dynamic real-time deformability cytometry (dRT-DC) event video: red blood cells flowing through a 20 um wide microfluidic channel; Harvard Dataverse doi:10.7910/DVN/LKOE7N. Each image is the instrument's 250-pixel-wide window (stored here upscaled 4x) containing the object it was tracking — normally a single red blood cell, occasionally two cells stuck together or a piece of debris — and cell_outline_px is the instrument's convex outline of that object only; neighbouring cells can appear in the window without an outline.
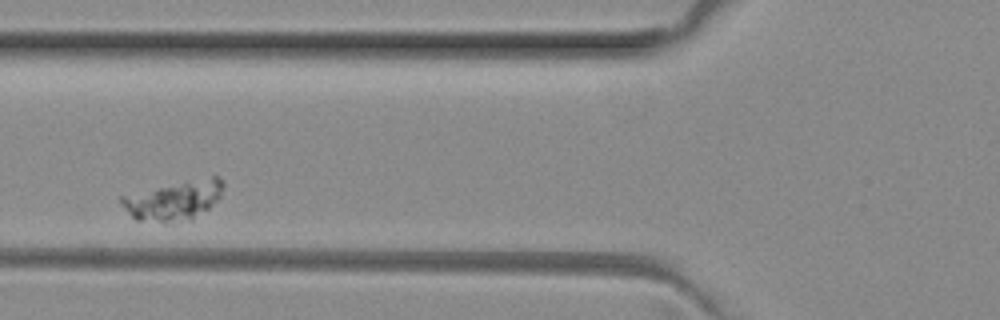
{"species": "common noctule bat (a hibernating species)", "species_latin": "Nyctalus noctula", "temperature_condition": "room temperature", "stored_images_in_passage": 7, "camera_frame_rate_fps": 3000, "um_per_image_px": 0.085, "animal": {"sex": "female", "body_mass_g": 29.2, "forearm_length_mm": 56.3}, "frame": {"image": 1, "passage_image": 2, "time_ms": 0.333, "image_size_px": [1000, 320], "cell_outline_px": [[224, 188], [220, 196], [208, 208], [192, 220], [172, 224], [164, 224], [136, 220], [120, 204], [120, 196], [212, 176], [220, 176], [224, 184]], "centroid_in_image_um": [14.78, 17.09], "position_along_channel_um": 111.0, "area_um2": 23.24}}
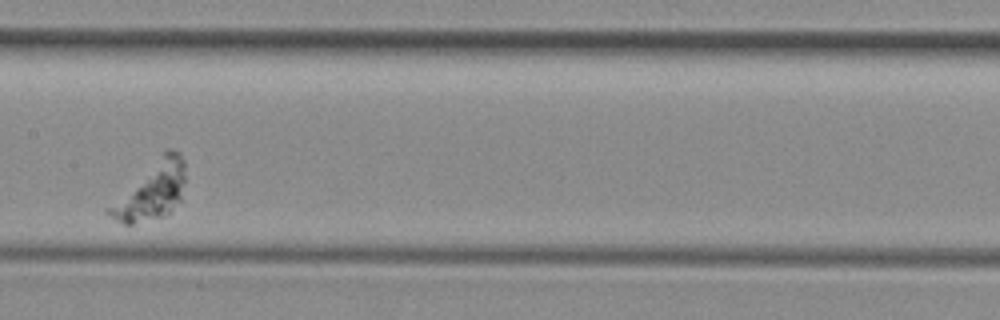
{"frame": {"image": 2, "passage_image": 4, "time_ms": 1.0, "image_size_px": [1000, 320], "cell_outline_px": [[184, 180], [180, 200], [168, 212], [160, 216], [132, 224], [124, 224], [116, 220], [104, 212], [104, 208], [164, 148], [172, 148], [180, 152], [184, 160]], "centroid_in_image_um": [12.81, 16.16], "position_along_channel_um": 194.6, "area_um2": 25.84}}
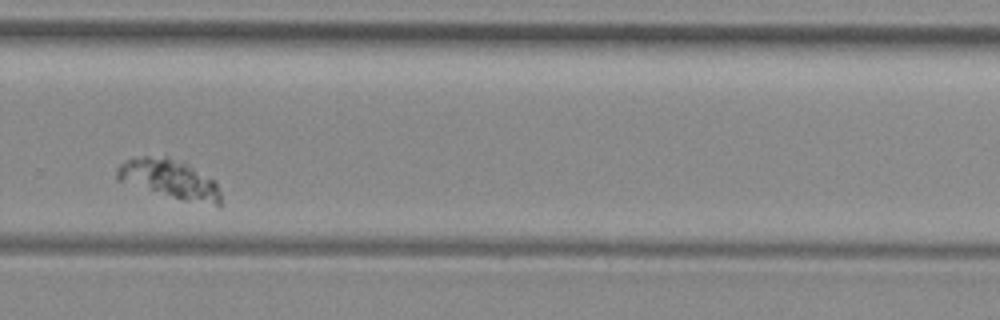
{"frame": {"image": 3, "passage_image": 7, "time_ms": 2.0, "image_size_px": [1000, 320], "cell_outline_px": [[220, 208], [184, 200], [116, 180], [116, 168], [120, 164], [132, 156], [168, 156], [184, 160], [212, 180], [216, 184], [220, 192]], "centroid_in_image_um": [14.41, 15.19], "position_along_channel_um": 315.4, "area_um2": 23.81}}